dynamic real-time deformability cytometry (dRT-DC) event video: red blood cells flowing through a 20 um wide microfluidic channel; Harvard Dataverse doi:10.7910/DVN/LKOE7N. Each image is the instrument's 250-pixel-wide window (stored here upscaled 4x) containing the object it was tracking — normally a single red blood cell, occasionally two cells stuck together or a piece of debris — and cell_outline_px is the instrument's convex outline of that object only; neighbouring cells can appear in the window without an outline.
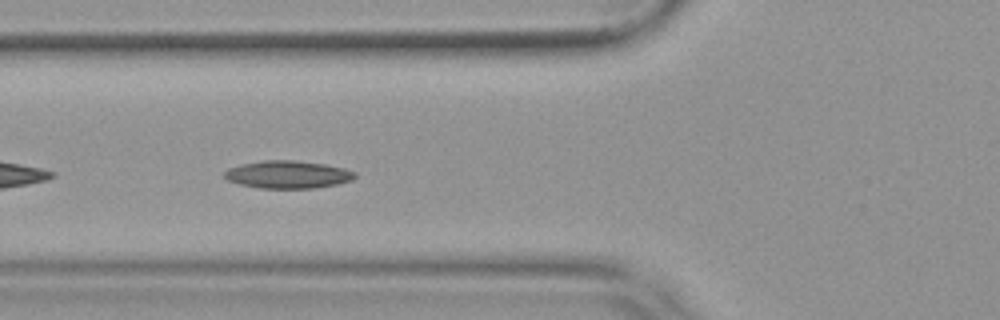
{"species": "common noctule bat (a hibernating species)", "species_latin": "Nyctalus noctula", "temperature_condition": "warm", "stored_images_in_passage": 34, "camera_frame_rate_fps": 3000, "um_per_image_px": 0.085, "animal": {"sex": "female", "body_mass_g": 19.9}, "frame": {"image": 1, "passage_image": 6, "time_ms": 1.667, "image_size_px": [1000, 320], "cell_outline_px": [[356, 176], [352, 180], [336, 184], [312, 188], [260, 188], [240, 184], [228, 180], [224, 176], [224, 172], [228, 168], [240, 164], [264, 160], [292, 160], [324, 164], [344, 168], [356, 172]], "centroid_in_image_um": [24.45, 14.83], "position_along_channel_um": 101.3, "area_um2": 20.92}, "authors_computed_cell_mechanics": {"area_um2": 19.8254, "velocity_mm_per_s": 3.778, "shape_relaxation_time_tau1_ms": null, "shape_relaxation_time_tau2_ms": 5.0566, "deformation_change_tau1": null, "deformation_change_tau2": 0.1231}}